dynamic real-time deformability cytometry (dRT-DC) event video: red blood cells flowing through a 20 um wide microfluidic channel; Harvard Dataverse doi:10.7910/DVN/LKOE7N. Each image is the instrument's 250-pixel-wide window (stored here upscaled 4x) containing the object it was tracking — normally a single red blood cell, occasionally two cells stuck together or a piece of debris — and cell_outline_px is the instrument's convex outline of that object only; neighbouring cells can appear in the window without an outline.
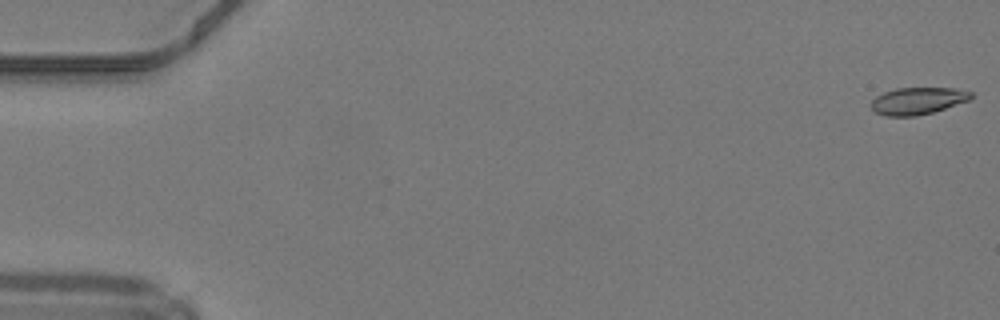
{"species": "common noctule bat (a hibernating species)", "species_latin": "Nyctalus noctula", "temperature_condition": "warm", "stored_images_in_passage": 17, "camera_frame_rate_fps": 3000, "um_per_image_px": 0.085, "animal": {"sex": "male", "body_mass_g": 19.2, "forearm_length_mm": 51.8}, "frame": {"image": 1, "passage_image": 1, "time_ms": 0.0, "image_size_px": [1000, 320], "cell_outline_px": [[972, 100], [932, 112], [916, 116], [884, 116], [876, 112], [872, 108], [872, 100], [876, 96], [884, 92], [896, 88], [956, 88], [972, 92]], "centroid_in_image_um": [78.04, 8.57], "position_along_channel_um": 7.0, "area_um2": 15.78}}
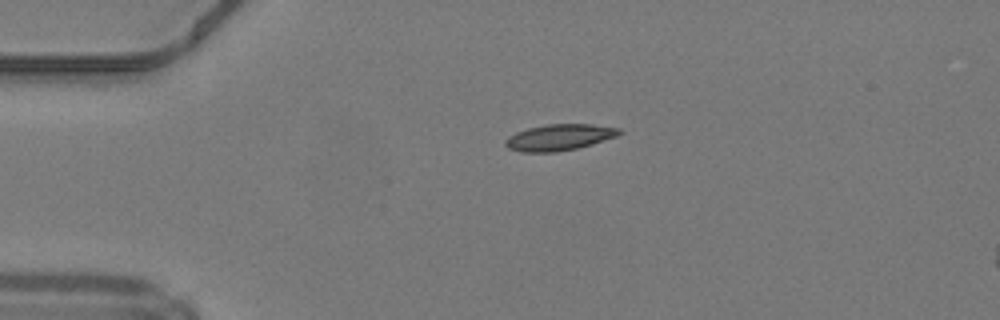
{"frame": {"image": 2, "passage_image": 12, "time_ms": 3.667, "image_size_px": [1000, 320], "cell_outline_px": [[624, 132], [616, 136], [592, 144], [576, 148], [556, 152], [520, 152], [508, 148], [504, 144], [504, 140], [508, 136], [516, 132], [528, 128], [548, 124], [592, 124], [620, 128]], "centroid_in_image_um": [47.52, 11.67], "position_along_channel_um": 37.5, "area_um2": 17.46}}